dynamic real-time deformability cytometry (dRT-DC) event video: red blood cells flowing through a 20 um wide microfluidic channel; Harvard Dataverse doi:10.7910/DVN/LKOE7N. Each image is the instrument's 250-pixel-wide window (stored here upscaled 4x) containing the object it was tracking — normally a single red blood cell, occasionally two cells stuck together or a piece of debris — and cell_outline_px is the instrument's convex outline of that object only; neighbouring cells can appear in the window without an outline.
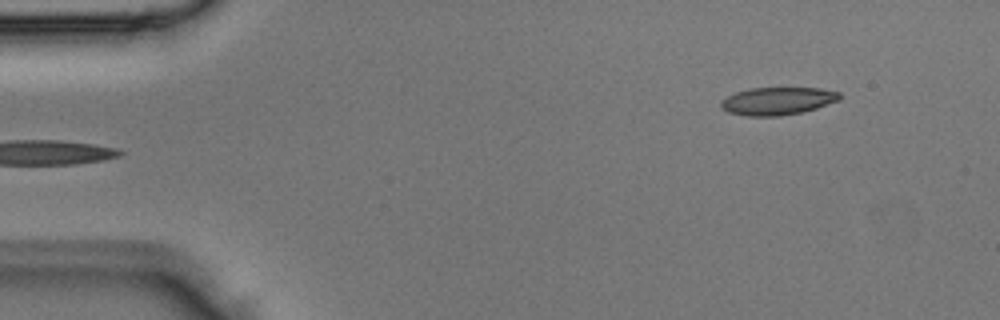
{"species": "Egyptian fruit bat (a non-hibernating species)", "species_latin": "Rousettus aegyptiacus", "temperature_condition": "room temperature", "stored_images_in_passage": 3, "camera_frame_rate_fps": 3000, "um_per_image_px": 0.085, "animal": {"sex": "male"}, "frame": {"image": 1, "passage_image": 3, "time_ms": 0.667, "image_size_px": [1000, 320], "cell_outline_px": [[840, 100], [816, 108], [800, 112], [780, 116], [744, 116], [728, 112], [720, 108], [720, 100], [736, 92], [748, 88], [820, 88], [840, 92]], "centroid_in_image_um": [66.06, 8.58], "position_along_channel_um": 18.9, "area_um2": 19.25}}